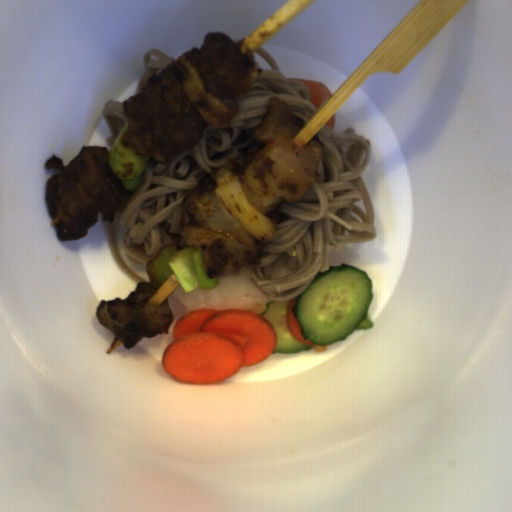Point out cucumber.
<instances>
[{"instance_id": "8b760119", "label": "cucumber", "mask_w": 512, "mask_h": 512, "mask_svg": "<svg viewBox=\"0 0 512 512\" xmlns=\"http://www.w3.org/2000/svg\"><path fill=\"white\" fill-rule=\"evenodd\" d=\"M373 298L368 274L341 263L318 272L295 298L291 312L303 340L331 346L346 341L354 331L373 328L374 322L368 315Z\"/></svg>"}, {"instance_id": "586b57bf", "label": "cucumber", "mask_w": 512, "mask_h": 512, "mask_svg": "<svg viewBox=\"0 0 512 512\" xmlns=\"http://www.w3.org/2000/svg\"><path fill=\"white\" fill-rule=\"evenodd\" d=\"M290 301H270L260 314L275 329L277 344L272 354H294L314 350L294 339L288 329L286 313Z\"/></svg>"}]
</instances>
